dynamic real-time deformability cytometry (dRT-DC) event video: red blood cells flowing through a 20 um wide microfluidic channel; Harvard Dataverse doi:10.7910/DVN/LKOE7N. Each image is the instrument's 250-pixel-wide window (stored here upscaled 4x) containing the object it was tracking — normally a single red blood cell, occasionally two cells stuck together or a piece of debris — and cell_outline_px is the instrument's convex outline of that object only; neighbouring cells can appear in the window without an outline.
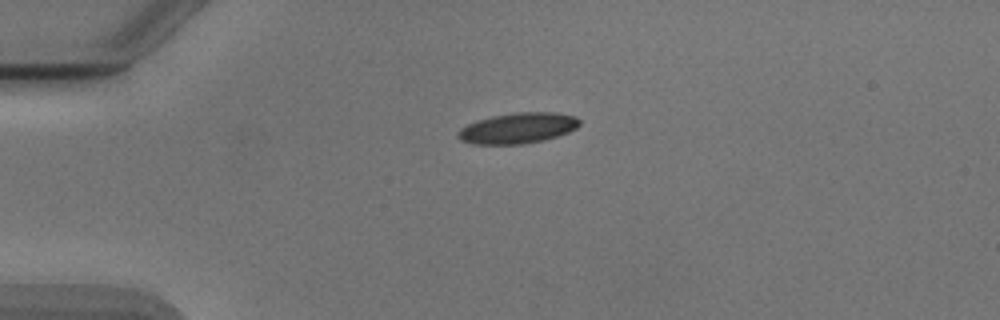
{"species": "Egyptian fruit bat (a non-hibernating species)", "species_latin": "Rousettus aegyptiacus", "temperature_condition": "cold", "stored_images_in_passage": 41, "camera_frame_rate_fps": 3000, "um_per_image_px": 0.085, "animal": {"sex": "male"}, "frame": {"image": 1, "passage_image": 1, "time_ms": 0.0, "image_size_px": [1000, 320], "cell_outline_px": [[580, 124], [576, 128], [568, 132], [556, 136], [540, 140], [520, 144], [472, 144], [460, 140], [456, 136], [456, 132], [460, 128], [476, 120], [492, 116], [520, 112], [556, 112], [576, 116], [580, 120]], "centroid_in_image_um": [43.98, 10.88], "position_along_channel_um": 41.0, "area_um2": 21.68}}
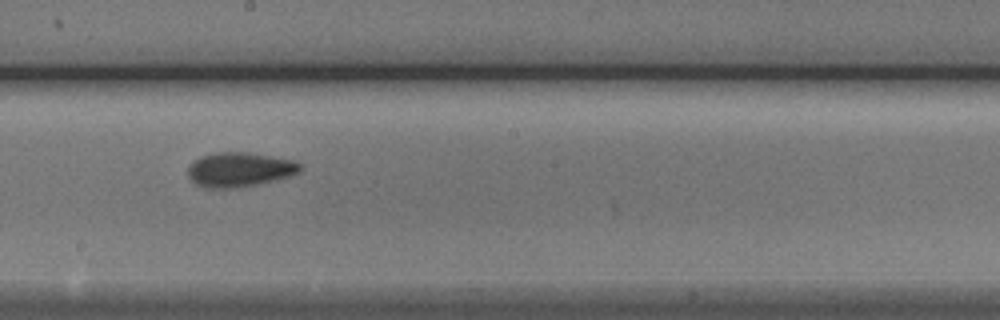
{"frame": {"image": 2, "passage_image": 18, "time_ms": 5.667, "image_size_px": [1000, 320], "cell_outline_px": [[300, 172], [288, 176], [256, 184], [228, 188], [208, 188], [196, 184], [188, 176], [188, 168], [200, 156], [216, 152], [248, 152], [292, 160], [300, 164]], "centroid_in_image_um": [20.33, 14.4], "position_along_channel_um": 227.9, "area_um2": 22.08}}
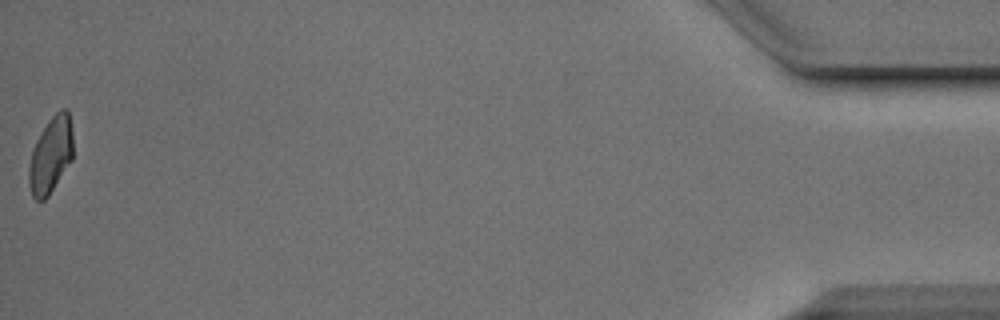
{"frame": {"image": 3, "passage_image": 41, "time_ms": 13.333, "image_size_px": [1000, 320], "cell_outline_px": [[72, 160], [48, 196], [44, 200], [36, 200], [32, 196], [28, 184], [28, 168], [32, 152], [36, 140], [48, 120], [60, 108], [68, 108], [72, 132]], "centroid_in_image_um": [4.31, 13.17], "position_along_channel_um": 430.9, "area_um2": 19.65}, "authors_computed_cell_mechanics": {"area_um2": 20.6924, "velocity_mm_per_s": 3.8858, "shape_relaxation_time_tau1_ms": 3.1826, "shape_relaxation_time_tau2_ms": 2.9895, "deformation_change_tau1": 0.1093, "deformation_change_tau2": 0.0804}}